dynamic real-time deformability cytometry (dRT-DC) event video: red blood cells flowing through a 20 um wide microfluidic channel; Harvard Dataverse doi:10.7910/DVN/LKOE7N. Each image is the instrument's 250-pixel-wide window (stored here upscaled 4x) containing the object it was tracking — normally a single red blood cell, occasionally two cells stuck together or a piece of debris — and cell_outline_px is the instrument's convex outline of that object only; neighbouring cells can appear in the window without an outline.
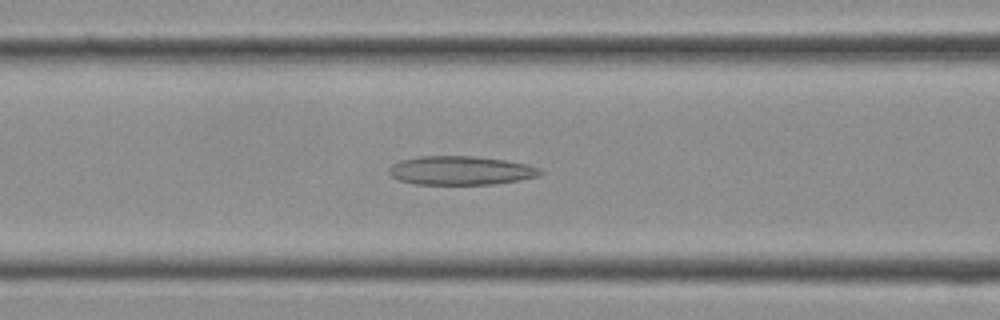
{"species": "Egyptian fruit bat (a non-hibernating species)", "species_latin": "Rousettus aegyptiacus", "temperature_condition": "cold", "stored_images_in_passage": 14, "camera_frame_rate_fps": 3000, "um_per_image_px": 0.085, "frame": {"image": 1, "passage_image": 8, "time_ms": 2.333, "image_size_px": [1000, 320], "cell_outline_px": [[544, 172], [540, 176], [520, 180], [492, 184], [416, 184], [400, 180], [392, 176], [388, 172], [388, 168], [392, 164], [400, 160], [420, 156], [476, 156], [504, 160], [528, 164], [540, 168]], "centroid_in_image_um": [39.18, 14.49], "position_along_channel_um": 127.4, "area_um2": 25.49}}
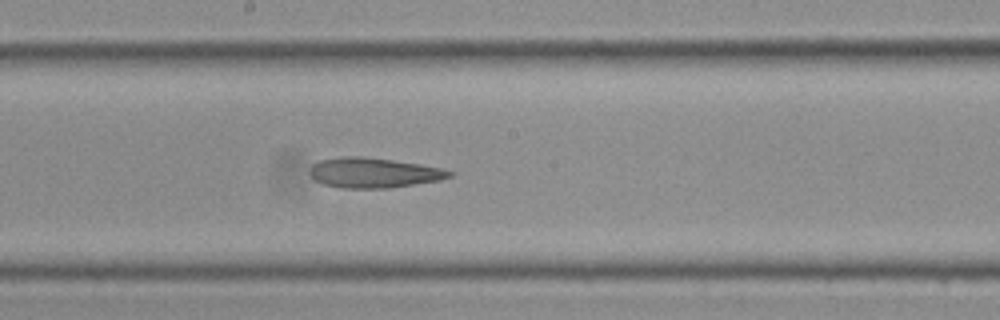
{"frame": {"image": 2, "passage_image": 12, "time_ms": 3.667, "image_size_px": [1000, 320], "cell_outline_px": [[452, 176], [440, 180], [388, 188], [340, 188], [324, 184], [316, 180], [308, 172], [312, 164], [320, 160], [340, 156], [364, 156], [420, 164], [440, 168], [452, 172]], "centroid_in_image_um": [31.72, 14.68], "position_along_channel_um": 216.5, "area_um2": 24.39}}
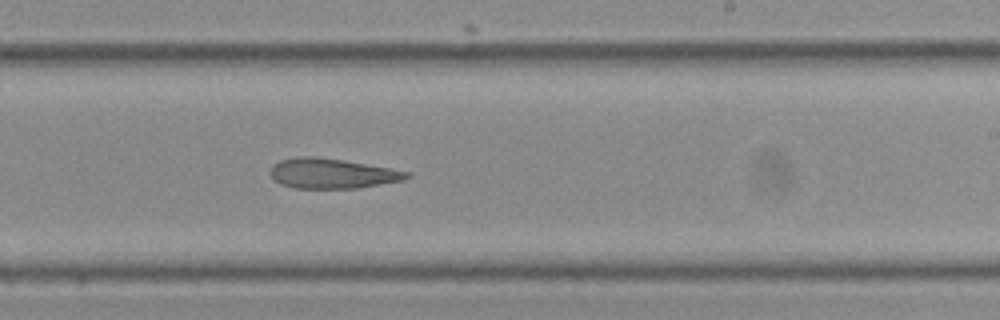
{"frame": {"image": 3, "passage_image": 14, "time_ms": 4.333, "image_size_px": [1000, 320], "cell_outline_px": [[412, 176], [404, 180], [356, 188], [296, 188], [280, 184], [272, 180], [268, 172], [272, 164], [280, 160], [296, 156], [312, 156], [344, 160], [392, 168], [412, 172]], "centroid_in_image_um": [28.2, 14.73], "position_along_channel_um": 260.8, "area_um2": 24.22}}